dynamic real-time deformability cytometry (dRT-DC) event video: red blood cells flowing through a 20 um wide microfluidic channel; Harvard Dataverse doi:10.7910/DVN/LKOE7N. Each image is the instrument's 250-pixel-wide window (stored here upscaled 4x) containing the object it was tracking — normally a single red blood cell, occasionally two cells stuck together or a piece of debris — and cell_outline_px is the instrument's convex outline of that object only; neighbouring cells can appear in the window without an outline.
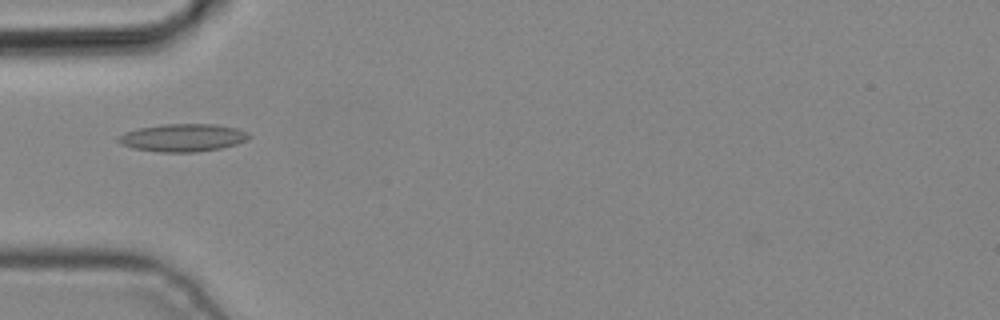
{"species": "common noctule bat (a hibernating species)", "species_latin": "Nyctalus noctula", "temperature_condition": "cold", "stored_images_in_passage": 1, "camera_frame_rate_fps": 3000, "um_per_image_px": 0.085, "animal": {"sex": "male", "body_mass_g": 19.2, "forearm_length_mm": 51.8}, "frame": {"image": 1, "passage_image": 1, "time_ms": 0.0, "image_size_px": [1000, 320], "cell_outline_px": [[252, 136], [248, 140], [236, 144], [220, 148], [196, 152], [160, 152], [132, 148], [120, 144], [116, 140], [124, 132], [140, 128], [160, 124], [216, 124], [236, 128]], "centroid_in_image_um": [15.52, 11.7], "position_along_channel_um": 69.5, "area_um2": 21.1}}